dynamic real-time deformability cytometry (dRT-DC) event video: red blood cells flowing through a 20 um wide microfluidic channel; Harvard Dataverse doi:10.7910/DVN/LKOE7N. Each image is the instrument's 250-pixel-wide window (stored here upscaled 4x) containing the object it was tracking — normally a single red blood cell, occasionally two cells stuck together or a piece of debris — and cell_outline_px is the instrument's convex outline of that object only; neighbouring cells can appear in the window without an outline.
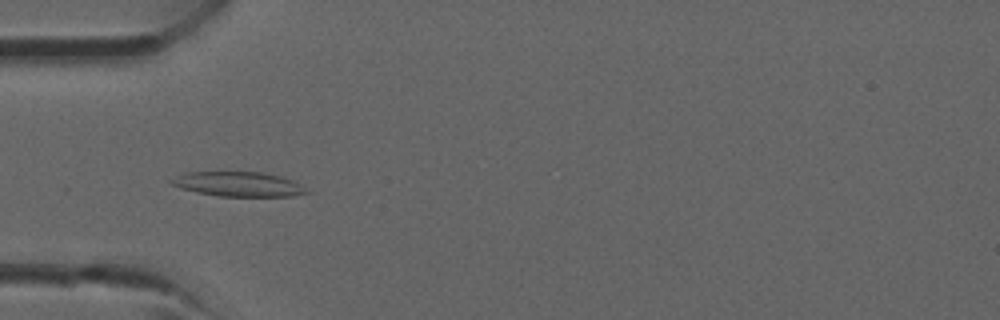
{"species": "common noctule bat (a hibernating species)", "species_latin": "Nyctalus noctula", "temperature_condition": "room temperature", "stored_images_in_passage": 32, "camera_frame_rate_fps": 3000, "um_per_image_px": 0.085, "animal": {"sex": "male", "forearm_length_mm": 52.5}, "frame": {"image": 1, "passage_image": 5, "time_ms": 1.333, "image_size_px": [1000, 320], "cell_outline_px": [[308, 192], [292, 196], [220, 196], [196, 192], [180, 188], [172, 184], [168, 180], [176, 176], [188, 172], [264, 172], [280, 176], [292, 180], [300, 184]], "centroid_in_image_um": [20.23, 15.65], "position_along_channel_um": 64.8, "area_um2": 19.25}}
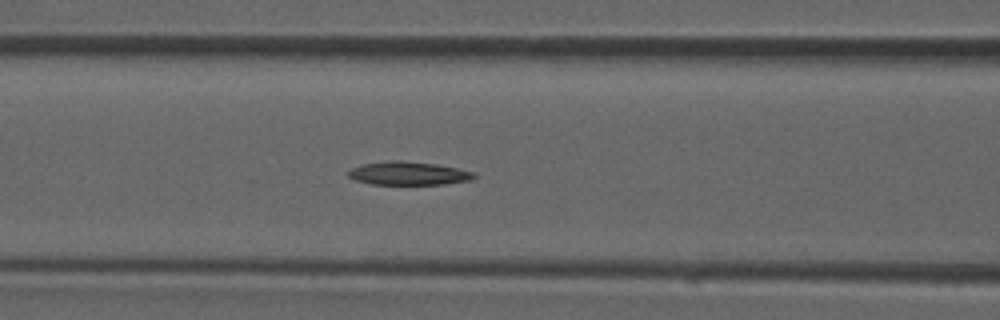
{"frame": {"image": 2, "passage_image": 9, "time_ms": 2.667, "image_size_px": [1000, 320], "cell_outline_px": [[476, 176], [472, 180], [444, 184], [372, 184], [356, 180], [348, 176], [348, 172], [352, 168], [364, 164], [388, 160], [404, 160], [436, 164], [456, 168], [472, 172]], "centroid_in_image_um": [34.72, 14.73], "position_along_channel_um": 131.9, "area_um2": 16.99}}
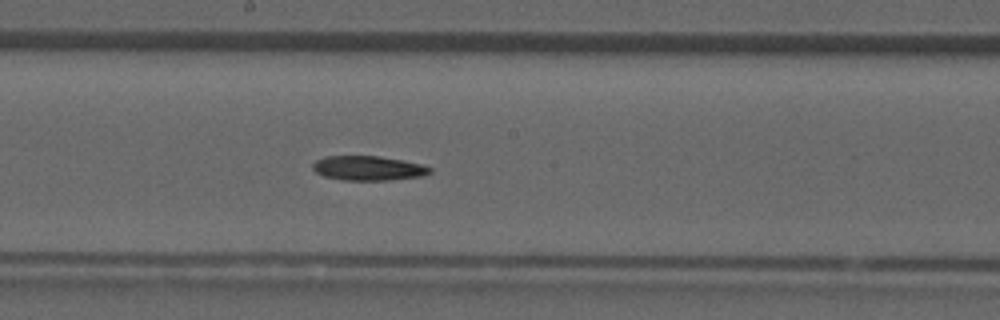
{"frame": {"image": 3, "passage_image": 14, "time_ms": 4.333, "image_size_px": [1000, 320], "cell_outline_px": [[432, 172], [424, 176], [388, 180], [344, 180], [324, 176], [316, 172], [312, 168], [312, 164], [316, 160], [324, 156], [380, 156], [424, 164], [432, 168]], "centroid_in_image_um": [31.33, 14.29], "position_along_channel_um": 216.9, "area_um2": 16.88}}